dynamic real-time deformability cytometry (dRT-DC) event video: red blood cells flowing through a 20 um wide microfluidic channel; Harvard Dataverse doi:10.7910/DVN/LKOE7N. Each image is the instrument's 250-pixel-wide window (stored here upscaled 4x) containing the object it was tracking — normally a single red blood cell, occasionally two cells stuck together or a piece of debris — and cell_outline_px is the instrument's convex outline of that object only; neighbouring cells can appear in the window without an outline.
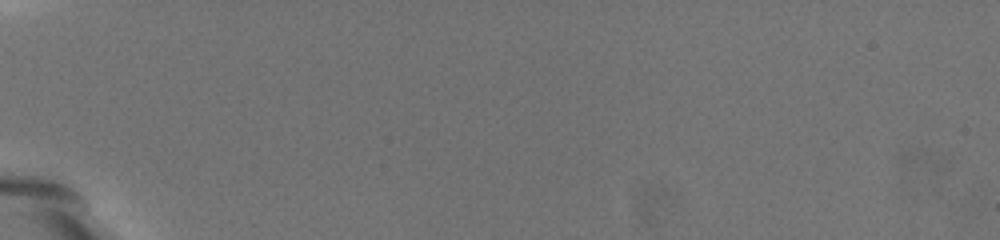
{"species": "common noctule bat (a hibernating species)", "species_latin": "Nyctalus noctula", "temperature_condition": "warm", "stored_images_in_passage": 2, "camera_frame_rate_fps": 3000, "um_per_image_px": 0.085, "animal": {"sex": "female", "body_mass_g": 19.5, "forearm_length_mm": 54.1}, "frame": {"image": 1, "passage_image": 1, "time_ms": 0.0, "image_size_px": [1000, 240], "cell_outline_px": [[168, 112], [164, 132], [156, 132], [148, 124], [112, 80], [108, 60], [116, 64], [132, 76], [152, 92], [164, 104]], "centroid_in_image_um": [11.94, 8.34], "position_along_channel_um": 73.1, "area_um2": 11.68}}